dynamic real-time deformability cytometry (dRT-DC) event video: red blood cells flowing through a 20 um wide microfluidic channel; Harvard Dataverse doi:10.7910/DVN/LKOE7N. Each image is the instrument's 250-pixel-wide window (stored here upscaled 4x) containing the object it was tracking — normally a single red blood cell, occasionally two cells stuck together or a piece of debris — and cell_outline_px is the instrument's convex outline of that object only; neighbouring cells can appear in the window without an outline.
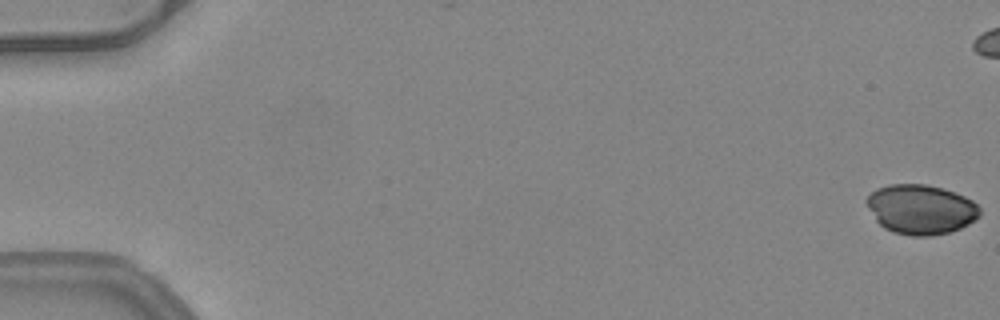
{"species": "common noctule bat (a hibernating species)", "species_latin": "Nyctalus noctula", "temperature_condition": "warm", "stored_images_in_passage": 44, "camera_frame_rate_fps": 3000, "um_per_image_px": 0.085, "animal": {"sex": "female", "body_mass_g": 24.6, "forearm_length_mm": 56.2}, "frame": {"image": 1, "passage_image": 1, "time_ms": 0.0, "image_size_px": [1000, 320], "cell_outline_px": [[980, 216], [968, 224], [960, 228], [948, 232], [932, 236], [912, 236], [892, 232], [884, 228], [876, 220], [868, 208], [864, 200], [876, 188], [888, 184], [924, 184], [944, 188], [964, 196], [972, 200], [980, 208]], "centroid_in_image_um": [78.25, 17.79], "position_along_channel_um": 6.7, "area_um2": 32.89}}